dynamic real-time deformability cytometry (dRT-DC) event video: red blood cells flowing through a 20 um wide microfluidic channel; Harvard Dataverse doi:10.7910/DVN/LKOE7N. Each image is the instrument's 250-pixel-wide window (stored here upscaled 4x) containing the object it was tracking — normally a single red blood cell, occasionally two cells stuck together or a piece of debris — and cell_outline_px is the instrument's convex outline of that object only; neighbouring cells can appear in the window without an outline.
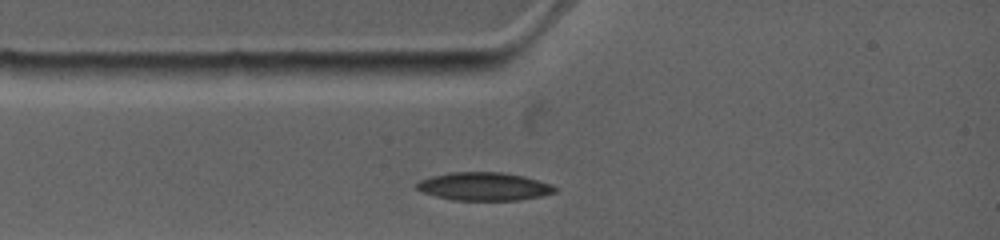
{"species": "common noctule bat (a hibernating species)", "species_latin": "Nyctalus noctula", "temperature_condition": "warm", "stored_images_in_passage": 3, "camera_frame_rate_fps": 4500, "um_per_image_px": 0.085, "animal": {"sex": "female", "body_mass_g": 19.0, "forearm_length_mm": 53.3}, "frame": {"image": 1, "passage_image": 1, "time_ms": 0.0, "image_size_px": [1000, 240], "cell_outline_px": [[556, 192], [540, 196], [520, 200], [452, 200], [436, 196], [424, 192], [416, 188], [416, 184], [420, 180], [432, 176], [452, 172], [500, 172], [524, 176], [552, 184], [556, 188]], "centroid_in_image_um": [41.16, 15.85], "position_along_channel_um": 43.8, "area_um2": 22.54}}
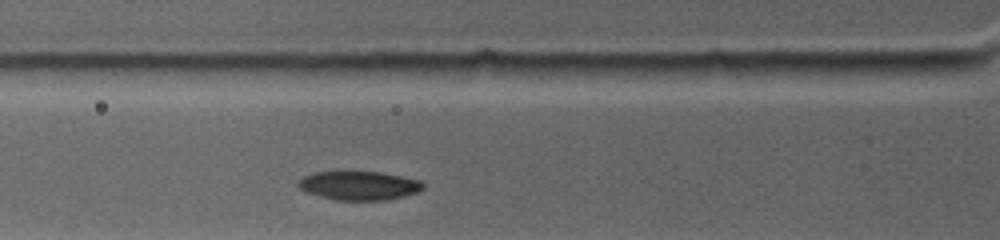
{"frame": {"image": 2, "passage_image": 3, "time_ms": 1.333, "image_size_px": [1000, 240], "cell_outline_px": [[424, 188], [416, 192], [404, 196], [384, 200], [336, 200], [304, 192], [296, 184], [304, 176], [316, 172], [336, 168], [344, 168], [380, 172], [420, 180], [424, 184]], "centroid_in_image_um": [30.45, 15.72], "position_along_channel_um": 95.3, "area_um2": 21.85}}